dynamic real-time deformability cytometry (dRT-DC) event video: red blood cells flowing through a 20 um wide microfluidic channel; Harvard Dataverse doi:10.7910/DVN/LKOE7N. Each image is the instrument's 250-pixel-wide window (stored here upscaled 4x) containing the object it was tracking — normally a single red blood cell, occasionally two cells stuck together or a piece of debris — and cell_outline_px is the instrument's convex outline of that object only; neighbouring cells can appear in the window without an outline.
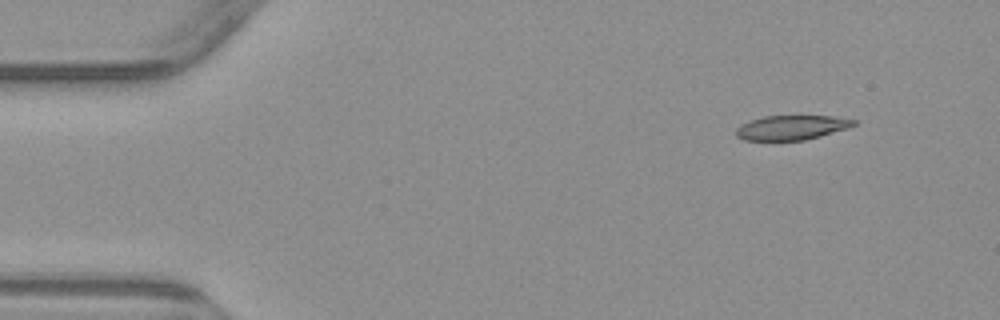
{"species": "common noctule bat (a hibernating species)", "species_latin": "Nyctalus noctula", "temperature_condition": "warm", "stored_images_in_passage": 3, "camera_frame_rate_fps": 3000, "um_per_image_px": 0.085, "animal": {"sex": "male", "body_mass_g": 23.1, "forearm_length_mm": 52.7}, "frame": {"image": 1, "passage_image": 1, "time_ms": 0.0, "image_size_px": [1000, 320], "cell_outline_px": [[856, 124], [848, 128], [820, 136], [804, 140], [744, 140], [736, 136], [736, 128], [740, 124], [764, 116], [832, 116], [856, 120]], "centroid_in_image_um": [67.27, 10.84], "position_along_channel_um": 17.7, "area_um2": 16.7}}
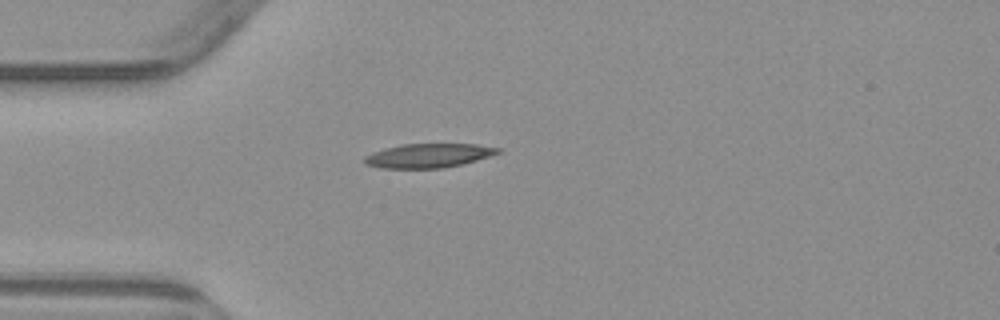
{"frame": {"image": 2, "passage_image": 3, "time_ms": 3.0, "image_size_px": [1000, 320], "cell_outline_px": [[500, 152], [464, 164], [444, 168], [380, 168], [364, 164], [364, 156], [372, 152], [384, 148], [400, 144], [476, 144], [500, 148]], "centroid_in_image_um": [36.37, 13.23], "position_along_channel_um": 48.6, "area_um2": 18.79}}